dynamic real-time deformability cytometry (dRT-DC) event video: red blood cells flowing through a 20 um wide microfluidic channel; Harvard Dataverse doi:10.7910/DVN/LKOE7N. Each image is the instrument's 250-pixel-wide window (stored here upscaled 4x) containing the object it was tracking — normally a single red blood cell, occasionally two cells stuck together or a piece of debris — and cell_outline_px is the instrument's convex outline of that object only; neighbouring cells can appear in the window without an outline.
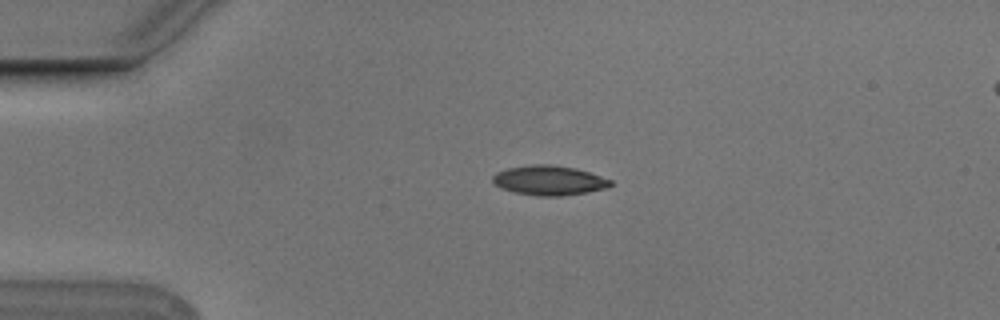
{"species": "Egyptian fruit bat (a non-hibernating species)", "species_latin": "Rousettus aegyptiacus", "temperature_condition": "cold", "stored_images_in_passage": 4, "camera_frame_rate_fps": 3000, "um_per_image_px": 0.085, "animal": {"sex": "male"}, "frame": {"image": 1, "passage_image": 3, "time_ms": 0.667, "image_size_px": [1000, 320], "cell_outline_px": [[612, 184], [608, 188], [588, 192], [560, 196], [536, 196], [516, 192], [500, 188], [492, 180], [492, 176], [496, 172], [508, 168], [532, 164], [552, 164], [576, 168], [612, 180]], "centroid_in_image_um": [46.68, 15.33], "position_along_channel_um": 38.3, "area_um2": 20.4}}